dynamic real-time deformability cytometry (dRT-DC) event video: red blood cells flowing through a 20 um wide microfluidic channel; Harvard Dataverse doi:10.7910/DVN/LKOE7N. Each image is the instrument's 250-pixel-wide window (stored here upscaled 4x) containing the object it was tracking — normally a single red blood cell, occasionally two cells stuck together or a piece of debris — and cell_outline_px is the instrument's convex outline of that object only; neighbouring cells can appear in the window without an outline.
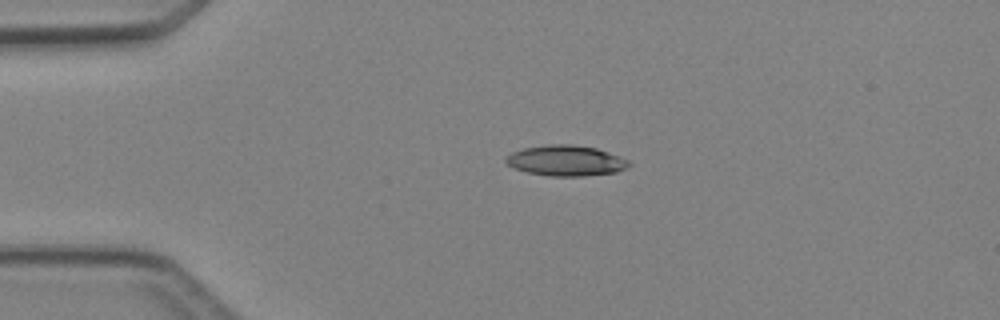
{"species": "Egyptian fruit bat (a non-hibernating species)", "species_latin": "Rousettus aegyptiacus", "temperature_condition": "cold", "stored_images_in_passage": 3, "camera_frame_rate_fps": 3000, "um_per_image_px": 0.085, "animal": {"sex": "female"}, "frame": {"image": 1, "passage_image": 2, "time_ms": 2.0, "image_size_px": [1000, 320], "cell_outline_px": [[632, 164], [628, 168], [616, 172], [584, 176], [548, 176], [528, 172], [516, 168], [508, 164], [504, 160], [512, 152], [524, 148], [548, 144], [572, 144], [596, 148], [608, 152], [628, 160]], "centroid_in_image_um": [48.14, 13.65], "position_along_channel_um": 36.9, "area_um2": 21.85}}